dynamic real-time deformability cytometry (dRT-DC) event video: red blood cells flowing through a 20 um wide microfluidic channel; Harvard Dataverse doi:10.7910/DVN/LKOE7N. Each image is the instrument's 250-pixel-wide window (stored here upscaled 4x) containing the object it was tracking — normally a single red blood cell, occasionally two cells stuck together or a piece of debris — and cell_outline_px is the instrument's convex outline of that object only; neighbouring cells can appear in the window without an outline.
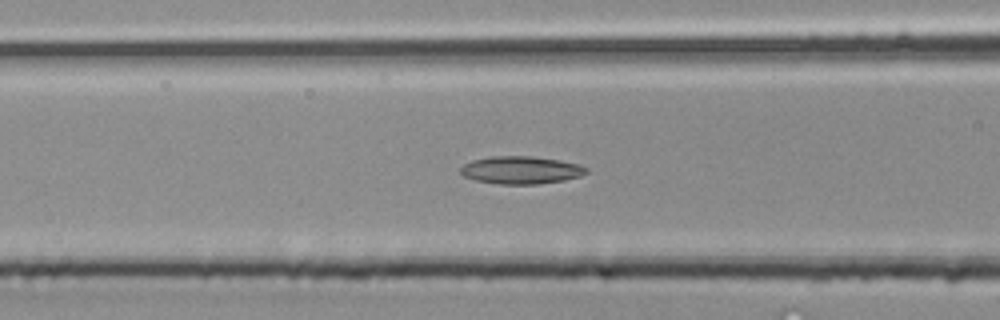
{"species": "common noctule bat (a hibernating species)", "species_latin": "Nyctalus noctula", "temperature_condition": "room temperature", "stored_images_in_passage": 39, "camera_frame_rate_fps": 3000, "um_per_image_px": 0.085, "animal": {"sex": "male", "body_mass_g": 20.4}, "frame": {"image": 1, "passage_image": 16, "time_ms": 5.0, "image_size_px": [1000, 320], "cell_outline_px": [[588, 172], [580, 176], [564, 180], [536, 184], [500, 184], [476, 180], [464, 176], [460, 172], [460, 168], [464, 164], [472, 160], [492, 156], [532, 156], [560, 160], [580, 164], [588, 168]], "centroid_in_image_um": [44.3, 14.45], "position_along_channel_um": 122.3, "area_um2": 20.29}}
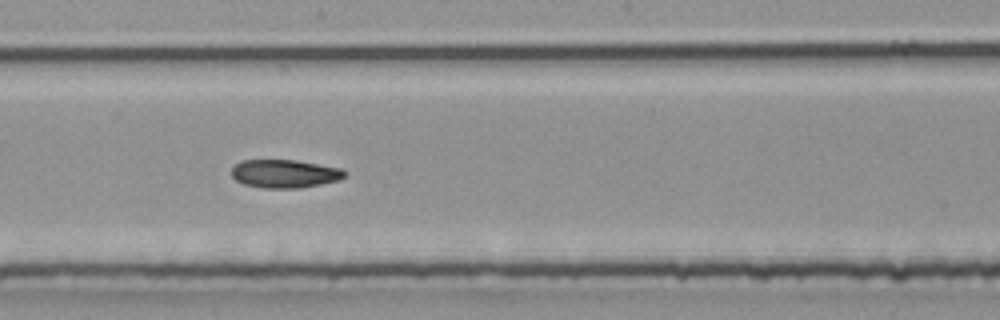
{"frame": {"image": 2, "passage_image": 22, "time_ms": 7.0, "image_size_px": [1000, 320], "cell_outline_px": [[348, 176], [340, 180], [300, 188], [264, 188], [244, 184], [236, 180], [232, 176], [232, 168], [240, 160], [296, 160], [340, 168], [348, 172]], "centroid_in_image_um": [24.23, 14.76], "position_along_channel_um": 224.0, "area_um2": 18.73}}
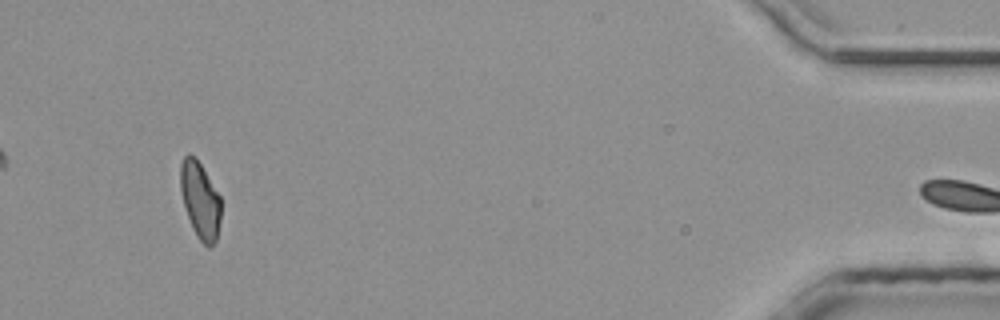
{"frame": {"image": 3, "passage_image": 38, "time_ms": 12.333, "image_size_px": [1000, 320], "cell_outline_px": [[220, 220], [216, 240], [208, 248], [196, 236], [192, 228], [184, 204], [180, 188], [180, 164], [184, 156], [188, 152], [196, 156], [220, 196]], "centroid_in_image_um": [17.0, 16.97], "position_along_channel_um": 418.2, "area_um2": 18.09}}